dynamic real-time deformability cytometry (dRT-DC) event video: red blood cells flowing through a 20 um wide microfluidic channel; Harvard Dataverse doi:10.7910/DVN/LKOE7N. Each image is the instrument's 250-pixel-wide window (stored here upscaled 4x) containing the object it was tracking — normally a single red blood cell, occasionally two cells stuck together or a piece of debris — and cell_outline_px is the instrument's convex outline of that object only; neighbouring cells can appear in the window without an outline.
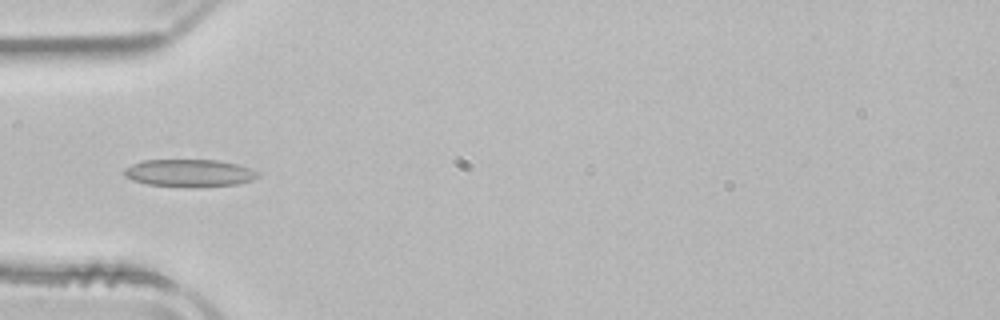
{"species": "common noctule bat (a hibernating species)", "species_latin": "Nyctalus noctula", "temperature_condition": "room temperature", "stored_images_in_passage": 51, "camera_frame_rate_fps": 3000, "um_per_image_px": 0.085, "animal": {"sex": "male", "body_mass_g": 21.5, "forearm_length_mm": 52.0}, "frame": {"image": 1, "passage_image": 16, "time_ms": 5.0, "image_size_px": [1000, 320], "cell_outline_px": [[260, 176], [252, 180], [236, 184], [184, 188], [148, 184], [132, 180], [124, 176], [124, 168], [132, 164], [144, 160], [220, 160], [236, 164], [260, 172]], "centroid_in_image_um": [16.08, 14.71], "position_along_channel_um": 68.9, "area_um2": 21.56}}
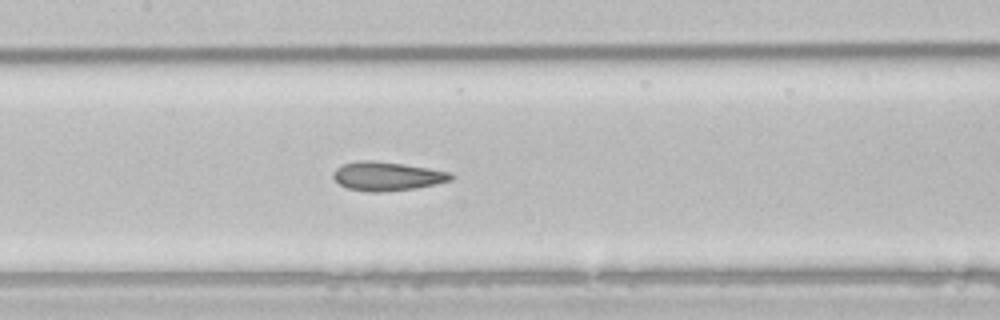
{"frame": {"image": 2, "passage_image": 24, "time_ms": 7.667, "image_size_px": [1000, 320], "cell_outline_px": [[456, 176], [452, 180], [436, 184], [416, 188], [380, 192], [368, 192], [348, 188], [340, 184], [332, 176], [332, 172], [336, 168], [344, 164], [360, 160], [372, 160], [404, 164], [452, 172]], "centroid_in_image_um": [32.93, 14.97], "position_along_channel_um": 174.5, "area_um2": 19.88}}
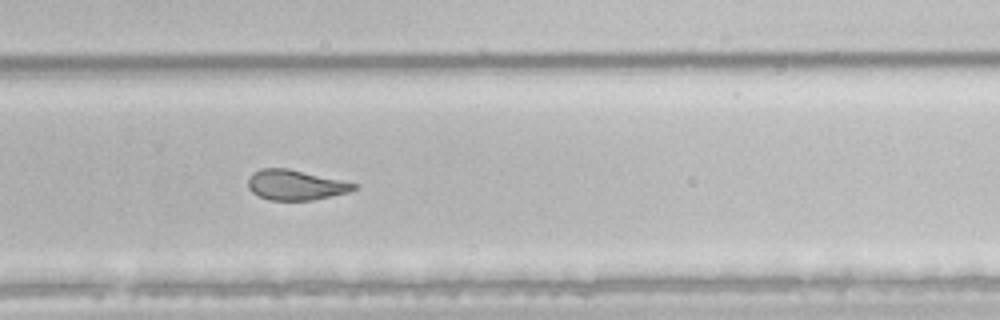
{"frame": {"image": 3, "passage_image": 34, "time_ms": 11.0, "image_size_px": [1000, 320], "cell_outline_px": [[356, 188], [348, 192], [312, 200], [268, 200], [252, 192], [248, 188], [248, 180], [252, 172], [260, 168], [288, 168], [340, 180], [356, 184]], "centroid_in_image_um": [25.06, 15.72], "position_along_channel_um": 304.7, "area_um2": 18.38}, "authors_computed_cell_mechanics": {"area_um2": 21.5594, "velocity_mm_per_s": 3.9329, "shape_relaxation_time_tau1_ms": null, "shape_relaxation_time_tau2_ms": 1.2766, "deformation_change_tau1": null, "deformation_change_tau2": 0.0843}}